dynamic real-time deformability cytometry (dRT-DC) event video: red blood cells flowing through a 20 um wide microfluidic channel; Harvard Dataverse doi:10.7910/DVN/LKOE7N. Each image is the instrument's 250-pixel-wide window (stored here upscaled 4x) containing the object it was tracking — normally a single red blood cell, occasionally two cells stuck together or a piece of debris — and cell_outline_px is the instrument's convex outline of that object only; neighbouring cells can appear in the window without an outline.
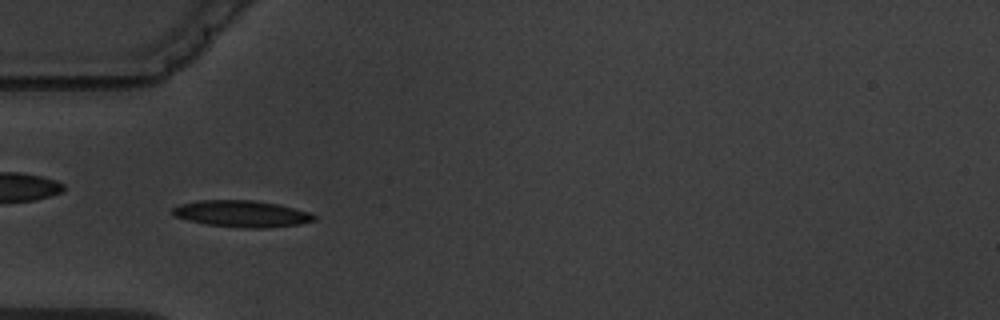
{"species": "common noctule bat (a hibernating species)", "species_latin": "Nyctalus noctula", "temperature_condition": "warm", "stored_images_in_passage": 5, "camera_frame_rate_fps": 3000, "um_per_image_px": 0.085, "animal": {"sex": "male", "body_mass_g": 19.5, "forearm_length_mm": 54.6}, "frame": {"image": 1, "passage_image": 5, "time_ms": 4.333, "image_size_px": [1000, 320], "cell_outline_px": [[316, 220], [300, 224], [268, 228], [244, 228], [204, 224], [172, 216], [172, 208], [180, 204], [200, 200], [252, 200], [280, 204], [308, 212], [316, 216]], "centroid_in_image_um": [20.54, 18.17], "position_along_channel_um": 64.5, "area_um2": 22.08}}